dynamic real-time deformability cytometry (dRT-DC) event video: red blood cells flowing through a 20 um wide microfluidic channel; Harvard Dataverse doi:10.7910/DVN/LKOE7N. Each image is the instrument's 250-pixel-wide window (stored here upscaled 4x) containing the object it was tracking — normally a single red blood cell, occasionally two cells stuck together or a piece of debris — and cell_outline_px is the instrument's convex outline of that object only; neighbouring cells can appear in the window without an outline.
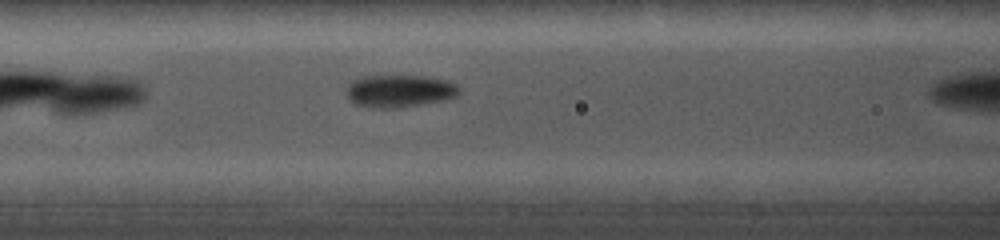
{"species": "common noctule bat (a hibernating species)", "species_latin": "Nyctalus noctula", "temperature_condition": "cold", "stored_images_in_passage": 20, "camera_frame_rate_fps": 5000, "um_per_image_px": 0.085, "animal": {"sex": "female", "body_mass_g": 19.0, "forearm_length_mm": 56.7}, "frame": {"image": 1, "passage_image": 4, "time_ms": 0.6, "image_size_px": [1000, 240], "cell_outline_px": [[456, 92], [452, 96], [444, 100], [396, 108], [372, 108], [356, 104], [348, 96], [348, 88], [356, 80], [364, 76], [420, 76], [444, 80], [452, 84], [456, 88]], "centroid_in_image_um": [33.9, 7.75], "position_along_channel_um": 132.7, "area_um2": 20.35}}
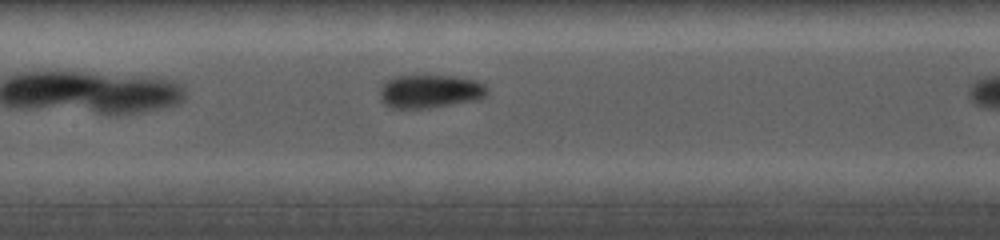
{"frame": {"image": 2, "passage_image": 9, "time_ms": 1.6, "image_size_px": [1000, 240], "cell_outline_px": [[488, 92], [484, 96], [472, 100], [428, 108], [392, 108], [384, 104], [380, 96], [380, 92], [384, 84], [388, 80], [396, 76], [456, 76], [476, 80], [484, 84]], "centroid_in_image_um": [36.54, 7.76], "position_along_channel_um": 170.9, "area_um2": 20.46}}